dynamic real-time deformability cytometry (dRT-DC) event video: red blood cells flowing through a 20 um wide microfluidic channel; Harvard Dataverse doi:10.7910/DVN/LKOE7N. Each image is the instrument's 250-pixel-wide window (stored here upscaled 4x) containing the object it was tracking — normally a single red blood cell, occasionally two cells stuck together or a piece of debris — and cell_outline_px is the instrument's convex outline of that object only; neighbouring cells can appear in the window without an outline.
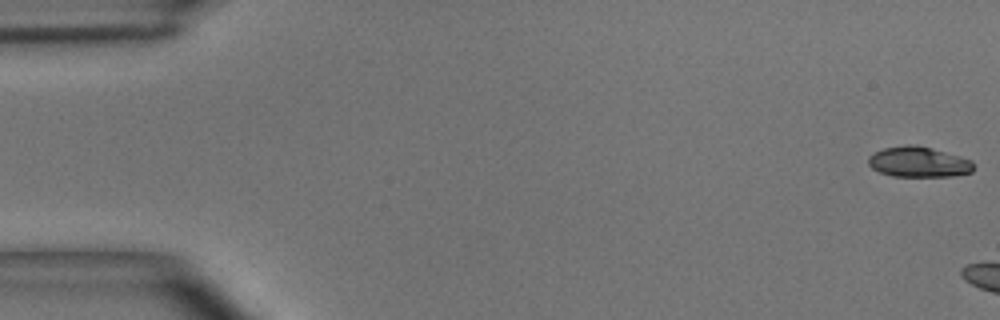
{"species": "common noctule bat (a hibernating species)", "species_latin": "Nyctalus noctula", "temperature_condition": "room temperature", "stored_images_in_passage": 6, "camera_frame_rate_fps": 3000, "um_per_image_px": 0.085, "animal": {"sex": "male", "body_mass_g": 15.6}, "frame": {"image": 1, "passage_image": 1, "time_ms": 0.0, "image_size_px": [1000, 320], "cell_outline_px": [[972, 172], [952, 176], [892, 176], [880, 172], [872, 168], [868, 164], [868, 156], [884, 148], [908, 144], [916, 144], [960, 156], [972, 160]], "centroid_in_image_um": [78.06, 13.76], "position_along_channel_um": 6.9, "area_um2": 18.55}}